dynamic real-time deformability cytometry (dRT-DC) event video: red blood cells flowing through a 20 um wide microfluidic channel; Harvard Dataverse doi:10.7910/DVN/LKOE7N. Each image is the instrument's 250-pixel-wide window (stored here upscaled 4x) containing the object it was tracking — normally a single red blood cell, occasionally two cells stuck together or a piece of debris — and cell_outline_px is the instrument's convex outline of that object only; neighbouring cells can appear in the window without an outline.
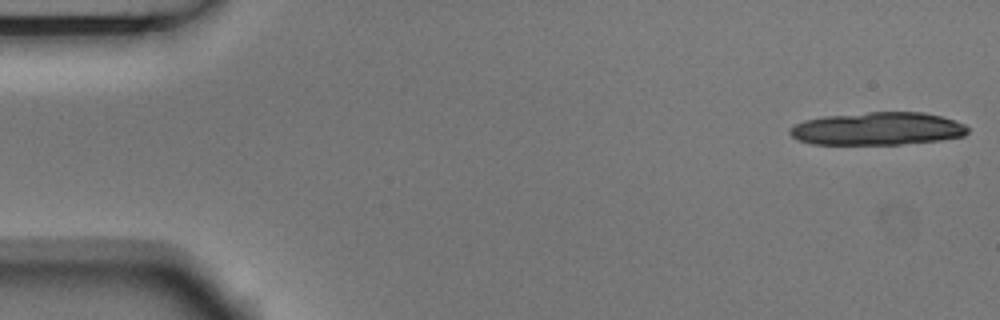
{"species": "Egyptian fruit bat (a non-hibernating species)", "species_latin": "Rousettus aegyptiacus", "temperature_condition": "room temperature", "stored_images_in_passage": 3, "camera_frame_rate_fps": 3000, "um_per_image_px": 0.085, "animal": {"sex": "male"}, "frame": {"image": 1, "passage_image": 1, "time_ms": 0.0, "image_size_px": [1000, 320], "cell_outline_px": [[968, 132], [964, 136], [940, 140], [900, 144], [812, 144], [796, 140], [788, 132], [788, 128], [804, 120], [824, 116], [868, 112], [924, 112], [940, 116], [964, 124], [968, 128]], "centroid_in_image_um": [74.55, 10.94], "position_along_channel_um": 10.4, "area_um2": 34.1}}